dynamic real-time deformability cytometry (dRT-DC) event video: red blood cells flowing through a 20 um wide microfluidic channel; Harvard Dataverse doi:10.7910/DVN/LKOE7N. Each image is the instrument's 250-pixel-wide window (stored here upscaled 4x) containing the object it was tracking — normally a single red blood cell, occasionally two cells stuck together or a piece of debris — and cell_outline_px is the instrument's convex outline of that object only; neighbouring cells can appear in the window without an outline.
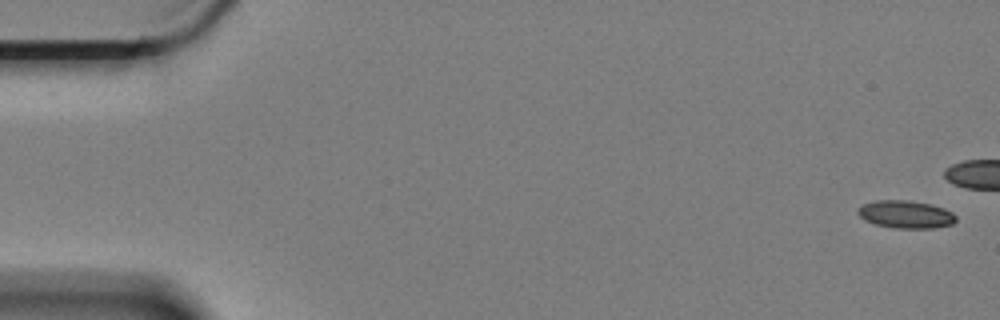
{"species": "Egyptian fruit bat (a non-hibernating species)", "species_latin": "Rousettus aegyptiacus", "temperature_condition": "cold", "stored_images_in_passage": 6, "camera_frame_rate_fps": 3000, "um_per_image_px": 0.085, "animal": {"sex": "female"}, "frame": {"image": 1, "passage_image": 1, "time_ms": 0.0, "image_size_px": [1000, 320], "cell_outline_px": [[956, 220], [952, 224], [932, 228], [896, 228], [876, 224], [864, 220], [856, 212], [864, 204], [876, 200], [908, 200], [932, 204], [944, 208], [952, 212], [956, 216]], "centroid_in_image_um": [77.01, 18.21], "position_along_channel_um": 8.0, "area_um2": 15.78}}
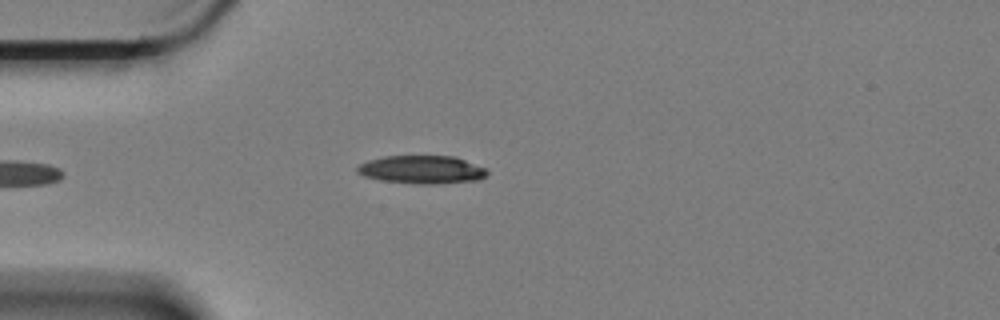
{"frame": {"image": 2, "passage_image": 6, "time_ms": 1.667, "image_size_px": [1000, 320], "cell_outline_px": [[488, 172], [480, 180], [436, 184], [416, 184], [380, 180], [364, 176], [356, 172], [356, 168], [360, 164], [368, 160], [384, 156], [456, 156], [488, 168]], "centroid_in_image_um": [35.88, 14.42], "position_along_channel_um": 49.1, "area_um2": 21.56}}